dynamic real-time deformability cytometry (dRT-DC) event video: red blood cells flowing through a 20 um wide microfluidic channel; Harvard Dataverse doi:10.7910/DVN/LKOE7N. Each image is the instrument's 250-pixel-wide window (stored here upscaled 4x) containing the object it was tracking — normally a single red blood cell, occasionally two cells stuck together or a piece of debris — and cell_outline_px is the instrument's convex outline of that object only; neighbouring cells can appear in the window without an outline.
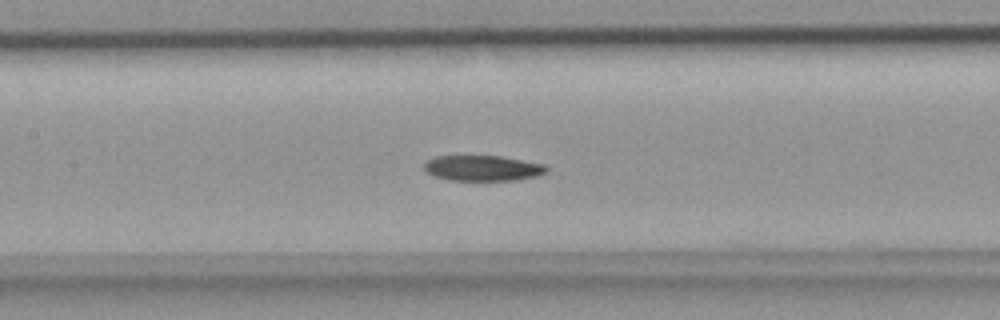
{"species": "common noctule bat (a hibernating species)", "species_latin": "Nyctalus noctula", "temperature_condition": "room temperature", "stored_images_in_passage": 31, "camera_frame_rate_fps": 3000, "um_per_image_px": 0.085, "animal": {"sex": "female", "body_mass_g": 18.4}, "frame": {"image": 1, "passage_image": 7, "time_ms": 2.0, "image_size_px": [1000, 320], "cell_outline_px": [[548, 172], [536, 176], [516, 180], [452, 180], [432, 176], [424, 172], [424, 164], [428, 160], [436, 156], [500, 156], [544, 164], [548, 168]], "centroid_in_image_um": [41.01, 14.29], "position_along_channel_um": 166.4, "area_um2": 18.21}}
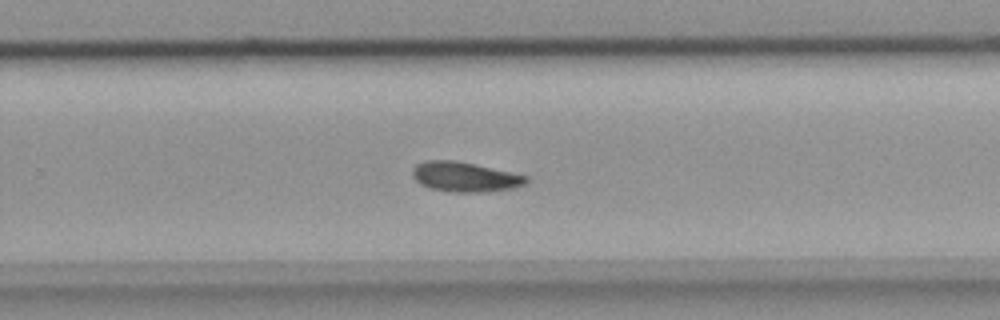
{"frame": {"image": 2, "passage_image": 15, "time_ms": 4.667, "image_size_px": [1000, 320], "cell_outline_px": [[528, 180], [524, 184], [508, 188], [480, 192], [448, 192], [428, 188], [420, 184], [412, 176], [412, 168], [416, 164], [424, 160], [456, 160], [528, 176]], "centroid_in_image_um": [39.42, 15.02], "position_along_channel_um": 290.4, "area_um2": 19.65}}
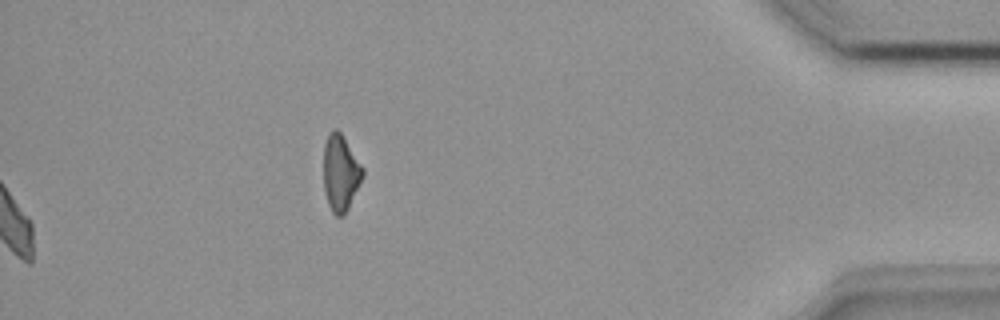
{"frame": {"image": 3, "passage_image": 31, "time_ms": 10.0, "image_size_px": [1000, 320], "cell_outline_px": [[364, 176], [344, 216], [336, 216], [332, 212], [328, 204], [324, 192], [324, 144], [328, 132], [332, 128], [336, 128], [340, 132], [364, 168]], "centroid_in_image_um": [28.94, 14.69], "position_along_channel_um": 406.3, "area_um2": 17.51}}